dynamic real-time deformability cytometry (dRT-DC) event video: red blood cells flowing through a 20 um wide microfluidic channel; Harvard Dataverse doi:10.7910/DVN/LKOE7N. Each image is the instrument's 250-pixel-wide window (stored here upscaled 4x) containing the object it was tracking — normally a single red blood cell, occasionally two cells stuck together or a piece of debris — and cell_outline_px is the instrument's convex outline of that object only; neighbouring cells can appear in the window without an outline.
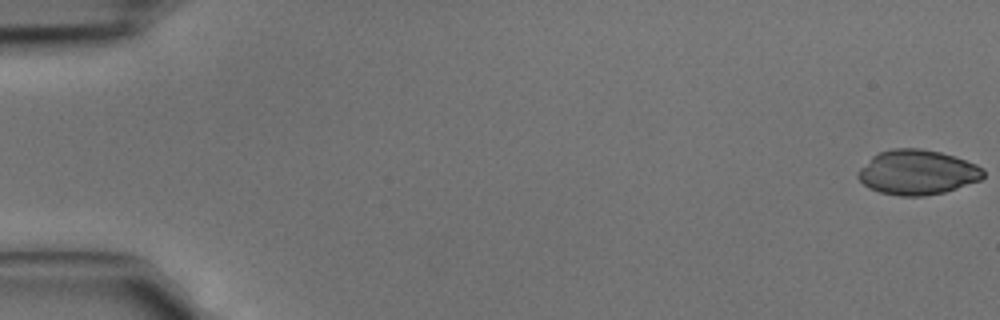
{"species": "common noctule bat (a hibernating species)", "species_latin": "Nyctalus noctula", "temperature_condition": "cold", "stored_images_in_passage": 5, "camera_frame_rate_fps": 3000, "um_per_image_px": 0.085, "animal": {"sex": "male", "body_mass_g": 15.6}, "frame": {"image": 1, "passage_image": 1, "time_ms": 0.0, "image_size_px": [1000, 320], "cell_outline_px": [[984, 176], [980, 180], [944, 192], [924, 196], [900, 196], [880, 192], [868, 188], [856, 176], [856, 172], [872, 156], [880, 152], [892, 148], [920, 148], [940, 152], [976, 164], [984, 168]], "centroid_in_image_um": [77.95, 14.65], "position_along_channel_um": 7.1, "area_um2": 32.66}}